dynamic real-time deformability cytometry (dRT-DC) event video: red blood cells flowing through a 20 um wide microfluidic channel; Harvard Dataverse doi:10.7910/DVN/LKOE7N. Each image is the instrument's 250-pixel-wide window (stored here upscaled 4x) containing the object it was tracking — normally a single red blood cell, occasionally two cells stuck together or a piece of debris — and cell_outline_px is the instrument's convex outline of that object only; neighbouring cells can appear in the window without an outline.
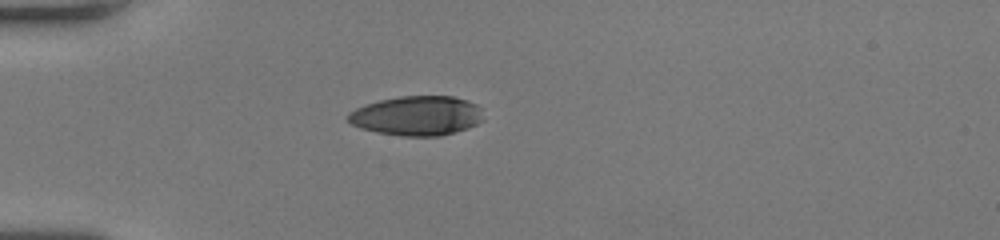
{"species": "human", "species_latin": "Homo sapiens", "temperature_condition": "room temperature", "stored_images_in_passage": 37, "camera_frame_rate_fps": 3000, "um_per_image_px": 0.085, "donor": {"sex": "female"}, "frame": {"image": 1, "passage_image": 1, "time_ms": 0.0, "image_size_px": [1000, 240], "cell_outline_px": [[484, 120], [468, 128], [440, 136], [400, 136], [360, 128], [352, 124], [348, 120], [348, 112], [364, 104], [380, 100], [400, 96], [452, 96], [468, 100], [476, 104], [480, 108]], "centroid_in_image_um": [35.45, 9.83], "position_along_channel_um": 49.5, "area_um2": 31.21}}
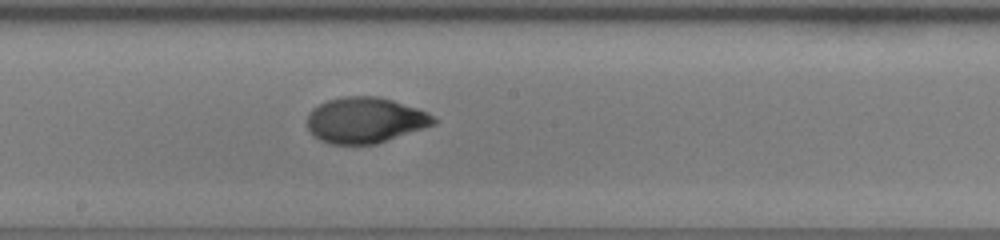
{"frame": {"image": 2, "passage_image": 15, "time_ms": 4.667, "image_size_px": [1000, 240], "cell_outline_px": [[436, 124], [376, 144], [328, 144], [320, 140], [308, 128], [308, 112], [312, 108], [328, 100], [344, 96], [380, 96], [428, 112], [436, 120]], "centroid_in_image_um": [31.04, 10.21], "position_along_channel_um": 217.2, "area_um2": 33.58}}
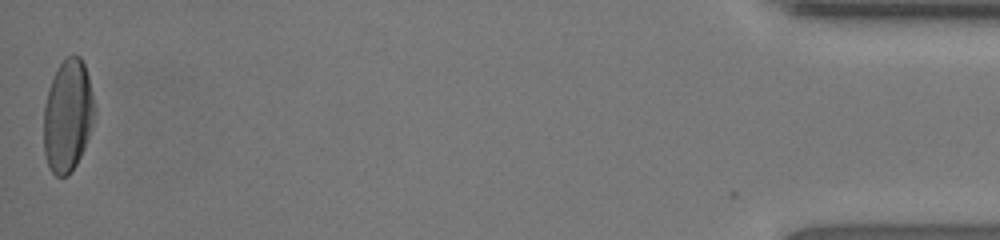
{"frame": {"image": 3, "passage_image": 37, "time_ms": 12.0, "image_size_px": [1000, 240], "cell_outline_px": [[96, 112], [84, 148], [72, 172], [68, 176], [56, 176], [52, 172], [44, 156], [44, 104], [48, 88], [60, 64], [68, 56], [80, 56], [84, 64], [88, 76], [96, 108]], "centroid_in_image_um": [5.76, 9.86], "position_along_channel_um": 429.4, "area_um2": 33.18}, "authors_computed_cell_mechanics": {"area_um2": 33.235, "velocity_mm_per_s": 4.1092, "shape_relaxation_time_tau1_ms": 4.6581, "shape_relaxation_time_tau2_ms": 0.7137, "deformation_change_tau1": 0.2389, "deformation_change_tau2": 0.044}}